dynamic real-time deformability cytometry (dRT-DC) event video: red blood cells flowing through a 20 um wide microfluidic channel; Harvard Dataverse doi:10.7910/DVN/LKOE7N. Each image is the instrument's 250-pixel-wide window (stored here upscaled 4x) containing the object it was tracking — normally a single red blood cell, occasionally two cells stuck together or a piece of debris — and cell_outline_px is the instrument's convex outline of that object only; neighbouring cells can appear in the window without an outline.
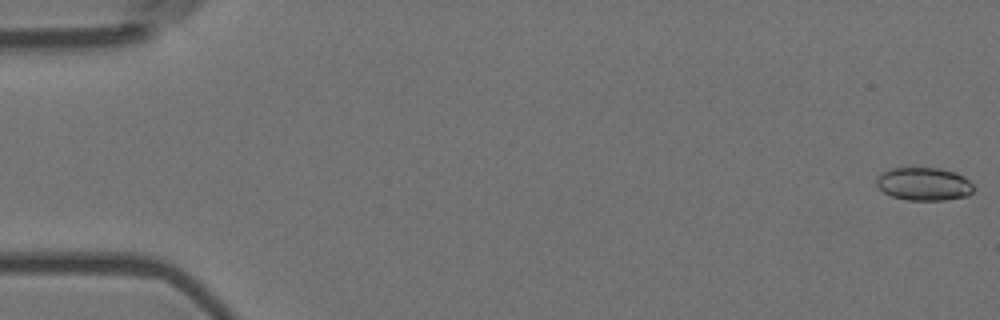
{"species": "Egyptian fruit bat (a non-hibernating species)", "species_latin": "Rousettus aegyptiacus", "temperature_condition": "room temperature", "stored_images_in_passage": 56, "camera_frame_rate_fps": 3000, "um_per_image_px": 0.085, "animal": {"sex": "female"}, "frame": {"image": 1, "passage_image": 1, "time_ms": 0.0, "image_size_px": [1000, 320], "cell_outline_px": [[972, 192], [968, 196], [944, 200], [908, 200], [892, 196], [884, 192], [876, 184], [876, 176], [892, 168], [940, 168], [956, 172], [964, 176], [972, 184]], "centroid_in_image_um": [78.54, 15.63], "position_along_channel_um": 6.5, "area_um2": 18.67}}
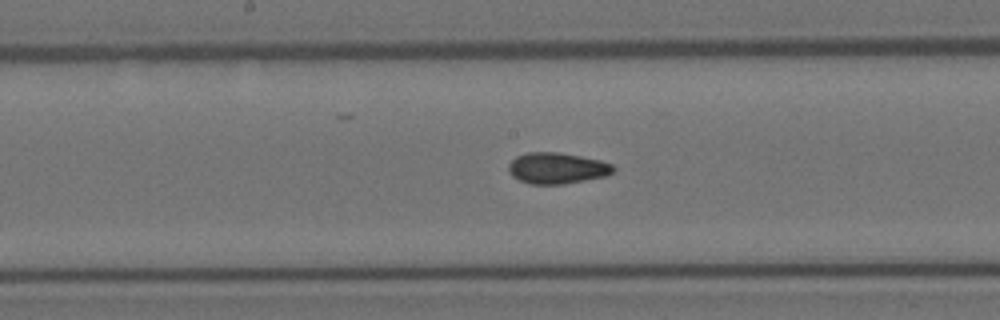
{"frame": {"image": 2, "passage_image": 29, "time_ms": 9.333, "image_size_px": [1000, 320], "cell_outline_px": [[616, 168], [608, 176], [564, 184], [532, 184], [520, 180], [512, 176], [508, 172], [508, 164], [516, 156], [528, 152], [556, 152], [580, 156], [600, 160], [612, 164]], "centroid_in_image_um": [47.35, 14.3], "position_along_channel_um": 200.9, "area_um2": 19.07}}
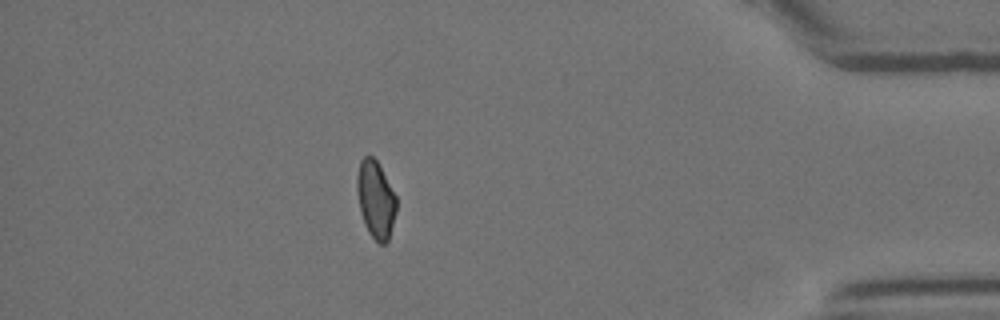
{"frame": {"image": 3, "passage_image": 49, "time_ms": 16.0, "image_size_px": [1000, 320], "cell_outline_px": [[396, 212], [388, 240], [384, 244], [380, 244], [368, 232], [364, 224], [360, 208], [356, 188], [356, 176], [360, 160], [364, 156], [372, 156], [376, 160], [396, 196]], "centroid_in_image_um": [31.92, 16.95], "position_along_channel_um": 403.3, "area_um2": 17.57}, "authors_computed_cell_mechanics": {"area_um2": 18.6983, "velocity_mm_per_s": 3.6937, "shape_relaxation_time_tau1_ms": null, "shape_relaxation_time_tau2_ms": 2.2347, "deformation_change_tau1": null, "deformation_change_tau2": 0.0683}}